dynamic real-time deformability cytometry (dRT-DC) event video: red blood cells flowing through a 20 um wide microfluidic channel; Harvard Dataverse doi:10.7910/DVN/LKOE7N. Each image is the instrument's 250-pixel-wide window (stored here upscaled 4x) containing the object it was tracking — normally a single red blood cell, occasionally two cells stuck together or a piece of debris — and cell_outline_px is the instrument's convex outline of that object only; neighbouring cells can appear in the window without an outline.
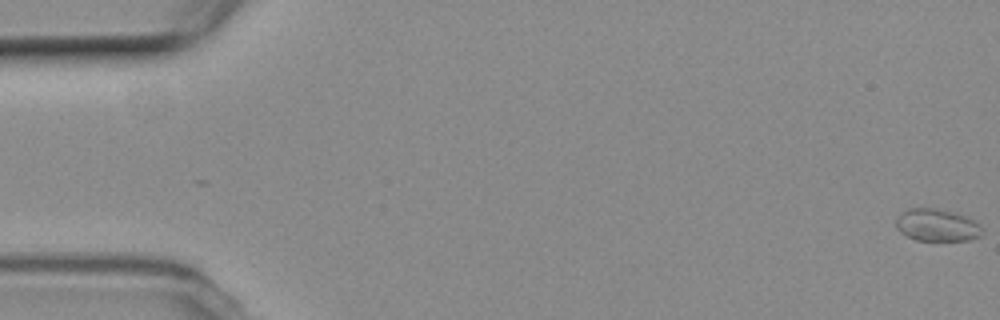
{"species": "common noctule bat (a hibernating species)", "species_latin": "Nyctalus noctula", "temperature_condition": "room temperature", "stored_images_in_passage": 6, "camera_frame_rate_fps": 3000, "um_per_image_px": 0.085, "animal": {"sex": "female", "body_mass_g": 19.3, "forearm_length_mm": 54.1}, "frame": {"image": 1, "passage_image": 1, "time_ms": 0.0, "image_size_px": [1000, 320], "cell_outline_px": [[984, 232], [980, 236], [968, 240], [916, 240], [900, 232], [896, 228], [896, 216], [900, 212], [908, 208], [936, 208], [952, 212], [964, 216], [980, 224], [984, 228]], "centroid_in_image_um": [79.63, 19.13], "position_along_channel_um": 5.4, "area_um2": 16.3}}
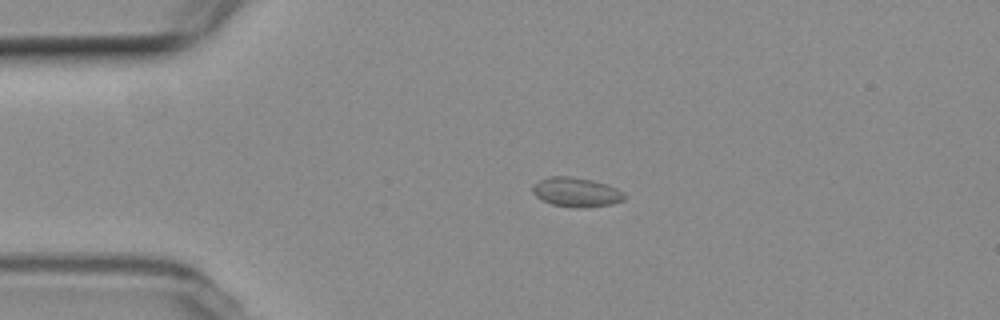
{"frame": {"image": 2, "passage_image": 5, "time_ms": 4.0, "image_size_px": [1000, 320], "cell_outline_px": [[624, 200], [612, 204], [588, 208], [552, 204], [536, 196], [532, 192], [532, 184], [548, 176], [568, 176], [592, 180], [616, 188], [624, 196]], "centroid_in_image_um": [48.94, 16.32], "position_along_channel_um": 36.1, "area_um2": 15.43}}